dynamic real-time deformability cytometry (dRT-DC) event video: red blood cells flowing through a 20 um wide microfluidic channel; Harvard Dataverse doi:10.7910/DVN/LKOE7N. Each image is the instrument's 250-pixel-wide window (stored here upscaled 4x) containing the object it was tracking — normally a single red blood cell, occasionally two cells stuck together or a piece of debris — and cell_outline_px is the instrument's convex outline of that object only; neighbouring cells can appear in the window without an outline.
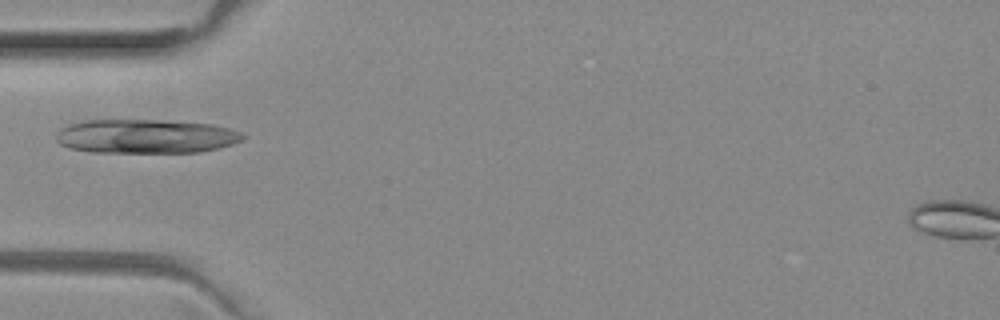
{"species": "common noctule bat (a hibernating species)", "species_latin": "Nyctalus noctula", "temperature_condition": "room temperature", "stored_images_in_passage": 3, "camera_frame_rate_fps": 3000, "um_per_image_px": 0.085, "animal": {"sex": "female", "body_mass_g": 29.2, "forearm_length_mm": 56.3}, "frame": {"image": 1, "passage_image": 1, "time_ms": 0.0, "image_size_px": [1000, 320], "cell_outline_px": [[244, 136], [240, 140], [232, 144], [220, 148], [200, 152], [92, 152], [68, 148], [60, 144], [56, 140], [56, 136], [60, 128], [68, 124], [80, 120], [156, 120], [212, 124], [232, 128], [240, 132]], "centroid_in_image_um": [12.35, 11.58], "position_along_channel_um": 72.6, "area_um2": 37.17}}